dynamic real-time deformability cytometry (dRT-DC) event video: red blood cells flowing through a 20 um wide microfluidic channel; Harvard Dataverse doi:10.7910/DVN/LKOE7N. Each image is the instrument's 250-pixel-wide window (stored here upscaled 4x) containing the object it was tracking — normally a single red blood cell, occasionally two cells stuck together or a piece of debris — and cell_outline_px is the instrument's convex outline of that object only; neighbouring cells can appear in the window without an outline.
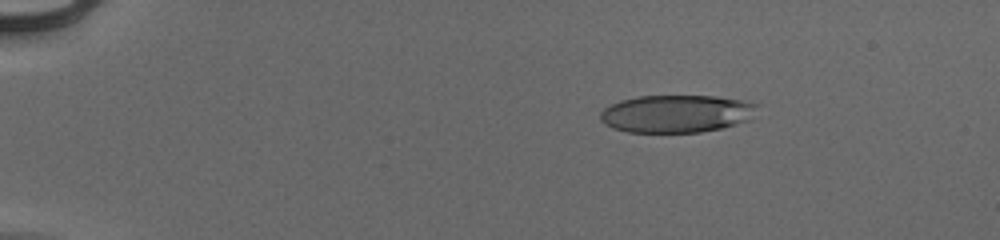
{"species": "human", "species_latin": "Homo sapiens", "temperature_condition": "cold", "stored_images_in_passage": 54, "camera_frame_rate_fps": 3000, "um_per_image_px": 0.085, "donor": {"sex": "male"}, "frame": {"image": 1, "passage_image": 10, "time_ms": 3.0, "image_size_px": [1000, 240], "cell_outline_px": [[760, 104], [752, 120], [720, 128], [700, 132], [628, 132], [612, 128], [604, 124], [600, 120], [600, 112], [604, 108], [620, 100], [640, 96], [716, 96], [744, 100]], "centroid_in_image_um": [57.54, 9.66], "position_along_channel_um": 27.5, "area_um2": 34.74}}
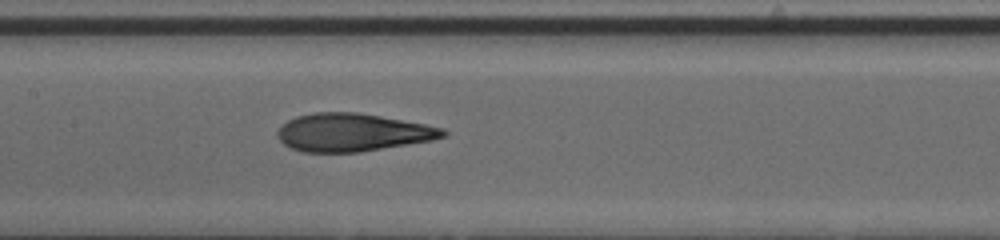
{"frame": {"image": 2, "passage_image": 29, "time_ms": 9.333, "image_size_px": [1000, 240], "cell_outline_px": [[448, 136], [432, 140], [360, 152], [304, 152], [292, 148], [284, 144], [276, 136], [276, 132], [288, 120], [296, 116], [316, 112], [356, 112], [380, 116], [424, 124], [444, 128], [448, 132]], "centroid_in_image_um": [29.97, 11.26], "position_along_channel_um": 177.4, "area_um2": 36.47}}
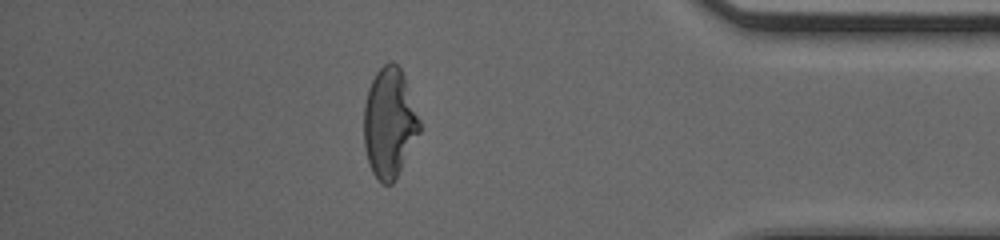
{"frame": {"image": 3, "passage_image": 48, "time_ms": 15.667, "image_size_px": [1000, 240], "cell_outline_px": [[420, 132], [392, 184], [384, 184], [372, 172], [368, 164], [364, 148], [364, 104], [368, 88], [376, 72], [388, 60], [392, 60], [400, 68], [404, 76], [420, 120]], "centroid_in_image_um": [33.08, 10.42], "position_along_channel_um": 402.1, "area_um2": 35.43}, "authors_computed_cell_mechanics": {"area_um2": 36.3562, "velocity_mm_per_s": 3.9821, "shape_relaxation_time_tau1_ms": 6.3119, "shape_relaxation_time_tau2_ms": 1.2457, "deformation_change_tau1": 0.2759, "deformation_change_tau2": 0.0982}}